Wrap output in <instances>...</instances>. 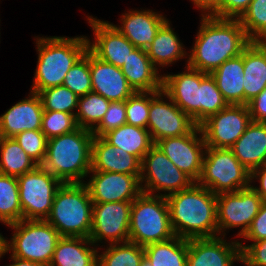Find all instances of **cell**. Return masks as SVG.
Masks as SVG:
<instances>
[{"mask_svg": "<svg viewBox=\"0 0 266 266\" xmlns=\"http://www.w3.org/2000/svg\"><path fill=\"white\" fill-rule=\"evenodd\" d=\"M227 105L228 103L218 89L215 79L211 74H207L199 86V125Z\"/></svg>", "mask_w": 266, "mask_h": 266, "instance_id": "cell-36", "label": "cell"}, {"mask_svg": "<svg viewBox=\"0 0 266 266\" xmlns=\"http://www.w3.org/2000/svg\"><path fill=\"white\" fill-rule=\"evenodd\" d=\"M3 240H4V236L0 233V253L3 250Z\"/></svg>", "mask_w": 266, "mask_h": 266, "instance_id": "cell-51", "label": "cell"}, {"mask_svg": "<svg viewBox=\"0 0 266 266\" xmlns=\"http://www.w3.org/2000/svg\"><path fill=\"white\" fill-rule=\"evenodd\" d=\"M174 236L166 197L142 192L132 202L129 241L144 247Z\"/></svg>", "mask_w": 266, "mask_h": 266, "instance_id": "cell-7", "label": "cell"}, {"mask_svg": "<svg viewBox=\"0 0 266 266\" xmlns=\"http://www.w3.org/2000/svg\"><path fill=\"white\" fill-rule=\"evenodd\" d=\"M123 124H126V100L110 102L103 119L92 133L94 136L102 137Z\"/></svg>", "mask_w": 266, "mask_h": 266, "instance_id": "cell-43", "label": "cell"}, {"mask_svg": "<svg viewBox=\"0 0 266 266\" xmlns=\"http://www.w3.org/2000/svg\"><path fill=\"white\" fill-rule=\"evenodd\" d=\"M38 95L41 98L44 111H59L75 115L79 97L67 87L60 85L41 90Z\"/></svg>", "mask_w": 266, "mask_h": 266, "instance_id": "cell-38", "label": "cell"}, {"mask_svg": "<svg viewBox=\"0 0 266 266\" xmlns=\"http://www.w3.org/2000/svg\"><path fill=\"white\" fill-rule=\"evenodd\" d=\"M120 68L134 91L162 90L163 75L153 65L146 50L135 48Z\"/></svg>", "mask_w": 266, "mask_h": 266, "instance_id": "cell-25", "label": "cell"}, {"mask_svg": "<svg viewBox=\"0 0 266 266\" xmlns=\"http://www.w3.org/2000/svg\"><path fill=\"white\" fill-rule=\"evenodd\" d=\"M120 24L111 23L136 48L146 50L167 17L150 9L128 10L121 15Z\"/></svg>", "mask_w": 266, "mask_h": 266, "instance_id": "cell-21", "label": "cell"}, {"mask_svg": "<svg viewBox=\"0 0 266 266\" xmlns=\"http://www.w3.org/2000/svg\"><path fill=\"white\" fill-rule=\"evenodd\" d=\"M140 266H152L146 259L141 262Z\"/></svg>", "mask_w": 266, "mask_h": 266, "instance_id": "cell-52", "label": "cell"}, {"mask_svg": "<svg viewBox=\"0 0 266 266\" xmlns=\"http://www.w3.org/2000/svg\"><path fill=\"white\" fill-rule=\"evenodd\" d=\"M150 108V91H135L126 100V123L146 128Z\"/></svg>", "mask_w": 266, "mask_h": 266, "instance_id": "cell-41", "label": "cell"}, {"mask_svg": "<svg viewBox=\"0 0 266 266\" xmlns=\"http://www.w3.org/2000/svg\"><path fill=\"white\" fill-rule=\"evenodd\" d=\"M91 171L140 175L141 160L119 147L111 146L102 137L94 136Z\"/></svg>", "mask_w": 266, "mask_h": 266, "instance_id": "cell-23", "label": "cell"}, {"mask_svg": "<svg viewBox=\"0 0 266 266\" xmlns=\"http://www.w3.org/2000/svg\"><path fill=\"white\" fill-rule=\"evenodd\" d=\"M98 247L83 237H61L49 266H97Z\"/></svg>", "mask_w": 266, "mask_h": 266, "instance_id": "cell-27", "label": "cell"}, {"mask_svg": "<svg viewBox=\"0 0 266 266\" xmlns=\"http://www.w3.org/2000/svg\"><path fill=\"white\" fill-rule=\"evenodd\" d=\"M84 182L93 203L133 202L141 193L140 175L90 171Z\"/></svg>", "mask_w": 266, "mask_h": 266, "instance_id": "cell-16", "label": "cell"}, {"mask_svg": "<svg viewBox=\"0 0 266 266\" xmlns=\"http://www.w3.org/2000/svg\"><path fill=\"white\" fill-rule=\"evenodd\" d=\"M63 86L70 89L78 97L92 92L90 73V50L87 51L74 63L64 77Z\"/></svg>", "mask_w": 266, "mask_h": 266, "instance_id": "cell-39", "label": "cell"}, {"mask_svg": "<svg viewBox=\"0 0 266 266\" xmlns=\"http://www.w3.org/2000/svg\"><path fill=\"white\" fill-rule=\"evenodd\" d=\"M244 266H266V239L243 245L239 242Z\"/></svg>", "mask_w": 266, "mask_h": 266, "instance_id": "cell-44", "label": "cell"}, {"mask_svg": "<svg viewBox=\"0 0 266 266\" xmlns=\"http://www.w3.org/2000/svg\"><path fill=\"white\" fill-rule=\"evenodd\" d=\"M175 236L183 239L218 236L217 194L194 182L190 187L166 196Z\"/></svg>", "mask_w": 266, "mask_h": 266, "instance_id": "cell-2", "label": "cell"}, {"mask_svg": "<svg viewBox=\"0 0 266 266\" xmlns=\"http://www.w3.org/2000/svg\"><path fill=\"white\" fill-rule=\"evenodd\" d=\"M225 238L189 239L187 266H234L235 261L242 262L239 240L230 242Z\"/></svg>", "mask_w": 266, "mask_h": 266, "instance_id": "cell-18", "label": "cell"}, {"mask_svg": "<svg viewBox=\"0 0 266 266\" xmlns=\"http://www.w3.org/2000/svg\"><path fill=\"white\" fill-rule=\"evenodd\" d=\"M90 73L92 91L110 102L125 101L135 92L120 67L97 58L91 51Z\"/></svg>", "mask_w": 266, "mask_h": 266, "instance_id": "cell-22", "label": "cell"}, {"mask_svg": "<svg viewBox=\"0 0 266 266\" xmlns=\"http://www.w3.org/2000/svg\"><path fill=\"white\" fill-rule=\"evenodd\" d=\"M263 199L250 185L236 192L217 194L218 236L225 237L227 230L240 228L237 237H242L258 214Z\"/></svg>", "mask_w": 266, "mask_h": 266, "instance_id": "cell-11", "label": "cell"}, {"mask_svg": "<svg viewBox=\"0 0 266 266\" xmlns=\"http://www.w3.org/2000/svg\"><path fill=\"white\" fill-rule=\"evenodd\" d=\"M177 74H163L162 90L199 126V86L207 73L190 68Z\"/></svg>", "mask_w": 266, "mask_h": 266, "instance_id": "cell-19", "label": "cell"}, {"mask_svg": "<svg viewBox=\"0 0 266 266\" xmlns=\"http://www.w3.org/2000/svg\"><path fill=\"white\" fill-rule=\"evenodd\" d=\"M93 138L92 131L78 127L48 139L46 158L41 166L62 183H84L91 171Z\"/></svg>", "mask_w": 266, "mask_h": 266, "instance_id": "cell-3", "label": "cell"}, {"mask_svg": "<svg viewBox=\"0 0 266 266\" xmlns=\"http://www.w3.org/2000/svg\"><path fill=\"white\" fill-rule=\"evenodd\" d=\"M0 157V173L4 175L19 177L38 166L14 138L0 137Z\"/></svg>", "mask_w": 266, "mask_h": 266, "instance_id": "cell-32", "label": "cell"}, {"mask_svg": "<svg viewBox=\"0 0 266 266\" xmlns=\"http://www.w3.org/2000/svg\"><path fill=\"white\" fill-rule=\"evenodd\" d=\"M35 36L38 54L31 91L63 85L64 77L87 51V36Z\"/></svg>", "mask_w": 266, "mask_h": 266, "instance_id": "cell-4", "label": "cell"}, {"mask_svg": "<svg viewBox=\"0 0 266 266\" xmlns=\"http://www.w3.org/2000/svg\"><path fill=\"white\" fill-rule=\"evenodd\" d=\"M244 50L241 55L226 60L211 73L228 104L244 105Z\"/></svg>", "mask_w": 266, "mask_h": 266, "instance_id": "cell-29", "label": "cell"}, {"mask_svg": "<svg viewBox=\"0 0 266 266\" xmlns=\"http://www.w3.org/2000/svg\"><path fill=\"white\" fill-rule=\"evenodd\" d=\"M93 201L84 183H62L57 189L46 221L61 237L89 238Z\"/></svg>", "mask_w": 266, "mask_h": 266, "instance_id": "cell-5", "label": "cell"}, {"mask_svg": "<svg viewBox=\"0 0 266 266\" xmlns=\"http://www.w3.org/2000/svg\"><path fill=\"white\" fill-rule=\"evenodd\" d=\"M242 239L250 242L266 239V201H263L258 214L252 220Z\"/></svg>", "mask_w": 266, "mask_h": 266, "instance_id": "cell-45", "label": "cell"}, {"mask_svg": "<svg viewBox=\"0 0 266 266\" xmlns=\"http://www.w3.org/2000/svg\"><path fill=\"white\" fill-rule=\"evenodd\" d=\"M24 152L38 165H42L47 153V137L41 130H26L13 137Z\"/></svg>", "mask_w": 266, "mask_h": 266, "instance_id": "cell-42", "label": "cell"}, {"mask_svg": "<svg viewBox=\"0 0 266 266\" xmlns=\"http://www.w3.org/2000/svg\"><path fill=\"white\" fill-rule=\"evenodd\" d=\"M195 8L201 11V16H212L221 5L222 0H190Z\"/></svg>", "mask_w": 266, "mask_h": 266, "instance_id": "cell-49", "label": "cell"}, {"mask_svg": "<svg viewBox=\"0 0 266 266\" xmlns=\"http://www.w3.org/2000/svg\"><path fill=\"white\" fill-rule=\"evenodd\" d=\"M78 128L73 114L59 111H44L42 115L41 131L47 139H51Z\"/></svg>", "mask_w": 266, "mask_h": 266, "instance_id": "cell-40", "label": "cell"}, {"mask_svg": "<svg viewBox=\"0 0 266 266\" xmlns=\"http://www.w3.org/2000/svg\"><path fill=\"white\" fill-rule=\"evenodd\" d=\"M131 206L132 202L125 201L93 203L89 238L98 246V250L101 251L105 244L129 241Z\"/></svg>", "mask_w": 266, "mask_h": 266, "instance_id": "cell-13", "label": "cell"}, {"mask_svg": "<svg viewBox=\"0 0 266 266\" xmlns=\"http://www.w3.org/2000/svg\"><path fill=\"white\" fill-rule=\"evenodd\" d=\"M230 149L250 173L266 165V123L251 121Z\"/></svg>", "mask_w": 266, "mask_h": 266, "instance_id": "cell-24", "label": "cell"}, {"mask_svg": "<svg viewBox=\"0 0 266 266\" xmlns=\"http://www.w3.org/2000/svg\"><path fill=\"white\" fill-rule=\"evenodd\" d=\"M86 19L95 36L93 40L87 37L88 49L105 62L116 67L123 66L136 47L111 22L97 19L92 15H87Z\"/></svg>", "mask_w": 266, "mask_h": 266, "instance_id": "cell-17", "label": "cell"}, {"mask_svg": "<svg viewBox=\"0 0 266 266\" xmlns=\"http://www.w3.org/2000/svg\"><path fill=\"white\" fill-rule=\"evenodd\" d=\"M12 237H4L0 259L7 253L22 260L50 265L56 244L61 238L58 231L46 220H26L8 225Z\"/></svg>", "mask_w": 266, "mask_h": 266, "instance_id": "cell-6", "label": "cell"}, {"mask_svg": "<svg viewBox=\"0 0 266 266\" xmlns=\"http://www.w3.org/2000/svg\"><path fill=\"white\" fill-rule=\"evenodd\" d=\"M251 173L230 148L206 147L197 183L214 194L236 192L251 185Z\"/></svg>", "mask_w": 266, "mask_h": 266, "instance_id": "cell-8", "label": "cell"}, {"mask_svg": "<svg viewBox=\"0 0 266 266\" xmlns=\"http://www.w3.org/2000/svg\"><path fill=\"white\" fill-rule=\"evenodd\" d=\"M252 118L247 105L228 104L199 127L206 147L231 148L243 135Z\"/></svg>", "mask_w": 266, "mask_h": 266, "instance_id": "cell-14", "label": "cell"}, {"mask_svg": "<svg viewBox=\"0 0 266 266\" xmlns=\"http://www.w3.org/2000/svg\"><path fill=\"white\" fill-rule=\"evenodd\" d=\"M244 105L266 88V42L252 41L244 49Z\"/></svg>", "mask_w": 266, "mask_h": 266, "instance_id": "cell-26", "label": "cell"}, {"mask_svg": "<svg viewBox=\"0 0 266 266\" xmlns=\"http://www.w3.org/2000/svg\"><path fill=\"white\" fill-rule=\"evenodd\" d=\"M28 96L0 116V137L13 138L26 130H41L44 112L41 98L32 91Z\"/></svg>", "mask_w": 266, "mask_h": 266, "instance_id": "cell-20", "label": "cell"}, {"mask_svg": "<svg viewBox=\"0 0 266 266\" xmlns=\"http://www.w3.org/2000/svg\"><path fill=\"white\" fill-rule=\"evenodd\" d=\"M17 181L22 220H46L62 182L41 165L17 177Z\"/></svg>", "mask_w": 266, "mask_h": 266, "instance_id": "cell-10", "label": "cell"}, {"mask_svg": "<svg viewBox=\"0 0 266 266\" xmlns=\"http://www.w3.org/2000/svg\"><path fill=\"white\" fill-rule=\"evenodd\" d=\"M102 138L111 146L119 147L140 160L154 145L148 129L127 123L107 132Z\"/></svg>", "mask_w": 266, "mask_h": 266, "instance_id": "cell-30", "label": "cell"}, {"mask_svg": "<svg viewBox=\"0 0 266 266\" xmlns=\"http://www.w3.org/2000/svg\"><path fill=\"white\" fill-rule=\"evenodd\" d=\"M251 186L258 193V195L266 201V165L257 168L251 172ZM259 182V187L253 186L255 181ZM253 183V184H252Z\"/></svg>", "mask_w": 266, "mask_h": 266, "instance_id": "cell-48", "label": "cell"}, {"mask_svg": "<svg viewBox=\"0 0 266 266\" xmlns=\"http://www.w3.org/2000/svg\"><path fill=\"white\" fill-rule=\"evenodd\" d=\"M98 251L97 266H140L145 259L144 247L131 241L109 244Z\"/></svg>", "mask_w": 266, "mask_h": 266, "instance_id": "cell-33", "label": "cell"}, {"mask_svg": "<svg viewBox=\"0 0 266 266\" xmlns=\"http://www.w3.org/2000/svg\"><path fill=\"white\" fill-rule=\"evenodd\" d=\"M252 121L266 123V88L247 104Z\"/></svg>", "mask_w": 266, "mask_h": 266, "instance_id": "cell-47", "label": "cell"}, {"mask_svg": "<svg viewBox=\"0 0 266 266\" xmlns=\"http://www.w3.org/2000/svg\"><path fill=\"white\" fill-rule=\"evenodd\" d=\"M189 240L174 236L172 239L144 246L145 259L152 266H187Z\"/></svg>", "mask_w": 266, "mask_h": 266, "instance_id": "cell-31", "label": "cell"}, {"mask_svg": "<svg viewBox=\"0 0 266 266\" xmlns=\"http://www.w3.org/2000/svg\"><path fill=\"white\" fill-rule=\"evenodd\" d=\"M252 0H222L220 8L212 15L217 18L238 19Z\"/></svg>", "mask_w": 266, "mask_h": 266, "instance_id": "cell-46", "label": "cell"}, {"mask_svg": "<svg viewBox=\"0 0 266 266\" xmlns=\"http://www.w3.org/2000/svg\"><path fill=\"white\" fill-rule=\"evenodd\" d=\"M155 145L182 172L197 182L201 176L206 144L199 126L191 133L165 138Z\"/></svg>", "mask_w": 266, "mask_h": 266, "instance_id": "cell-15", "label": "cell"}, {"mask_svg": "<svg viewBox=\"0 0 266 266\" xmlns=\"http://www.w3.org/2000/svg\"><path fill=\"white\" fill-rule=\"evenodd\" d=\"M169 101V102H167ZM198 125L163 91H150L147 129L154 144L165 138L191 133Z\"/></svg>", "mask_w": 266, "mask_h": 266, "instance_id": "cell-12", "label": "cell"}, {"mask_svg": "<svg viewBox=\"0 0 266 266\" xmlns=\"http://www.w3.org/2000/svg\"><path fill=\"white\" fill-rule=\"evenodd\" d=\"M193 183L155 144L141 160L140 186L144 193L166 197Z\"/></svg>", "mask_w": 266, "mask_h": 266, "instance_id": "cell-9", "label": "cell"}, {"mask_svg": "<svg viewBox=\"0 0 266 266\" xmlns=\"http://www.w3.org/2000/svg\"><path fill=\"white\" fill-rule=\"evenodd\" d=\"M196 39L188 51L190 68L211 74L226 60L242 54L252 42L238 19L202 16Z\"/></svg>", "mask_w": 266, "mask_h": 266, "instance_id": "cell-1", "label": "cell"}, {"mask_svg": "<svg viewBox=\"0 0 266 266\" xmlns=\"http://www.w3.org/2000/svg\"><path fill=\"white\" fill-rule=\"evenodd\" d=\"M9 258L11 259L10 261H12V264L5 265V266H47V265L39 263V262L22 260V259L14 257V256H11Z\"/></svg>", "mask_w": 266, "mask_h": 266, "instance_id": "cell-50", "label": "cell"}, {"mask_svg": "<svg viewBox=\"0 0 266 266\" xmlns=\"http://www.w3.org/2000/svg\"><path fill=\"white\" fill-rule=\"evenodd\" d=\"M22 220L17 177L0 173V222L6 226Z\"/></svg>", "mask_w": 266, "mask_h": 266, "instance_id": "cell-34", "label": "cell"}, {"mask_svg": "<svg viewBox=\"0 0 266 266\" xmlns=\"http://www.w3.org/2000/svg\"><path fill=\"white\" fill-rule=\"evenodd\" d=\"M171 25V22L167 19L157 31L153 42L146 49L148 57L157 69L170 66L185 58L187 59L186 64L188 61L185 46Z\"/></svg>", "mask_w": 266, "mask_h": 266, "instance_id": "cell-28", "label": "cell"}, {"mask_svg": "<svg viewBox=\"0 0 266 266\" xmlns=\"http://www.w3.org/2000/svg\"><path fill=\"white\" fill-rule=\"evenodd\" d=\"M110 101L96 92L79 97L75 114L78 127L93 131L103 119Z\"/></svg>", "mask_w": 266, "mask_h": 266, "instance_id": "cell-35", "label": "cell"}, {"mask_svg": "<svg viewBox=\"0 0 266 266\" xmlns=\"http://www.w3.org/2000/svg\"><path fill=\"white\" fill-rule=\"evenodd\" d=\"M238 20L251 41L266 42V0H252Z\"/></svg>", "mask_w": 266, "mask_h": 266, "instance_id": "cell-37", "label": "cell"}]
</instances>
